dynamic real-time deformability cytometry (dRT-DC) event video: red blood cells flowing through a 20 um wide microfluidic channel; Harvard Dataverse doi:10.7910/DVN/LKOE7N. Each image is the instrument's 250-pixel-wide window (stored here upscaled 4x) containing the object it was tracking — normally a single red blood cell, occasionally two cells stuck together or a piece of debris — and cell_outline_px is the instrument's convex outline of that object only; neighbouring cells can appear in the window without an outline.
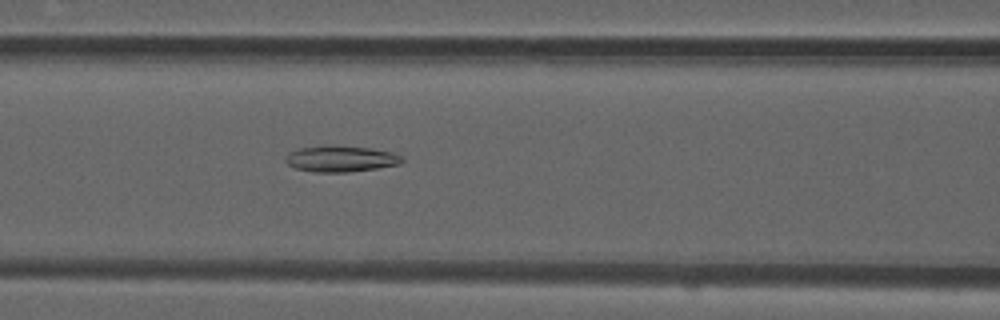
{"species": "common noctule bat (a hibernating species)", "species_latin": "Nyctalus noctula", "temperature_condition": "room temperature", "stored_images_in_passage": 40, "camera_frame_rate_fps": 3000, "um_per_image_px": 0.085, "animal": {"sex": "male", "forearm_length_mm": 52.5}, "frame": {"image": 1, "passage_image": 11, "time_ms": 3.333, "image_size_px": [1000, 320], "cell_outline_px": [[404, 160], [400, 164], [376, 168], [348, 172], [316, 172], [296, 168], [288, 164], [284, 160], [284, 156], [288, 152], [300, 148], [372, 148], [392, 152], [404, 156]], "centroid_in_image_um": [29.0, 13.54], "position_along_channel_um": 137.6, "area_um2": 16.99}}
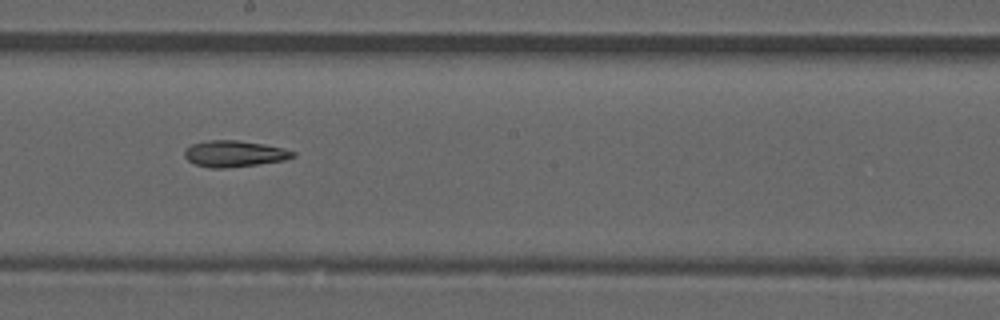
{"frame": {"image": 2, "passage_image": 18, "time_ms": 5.667, "image_size_px": [1000, 320], "cell_outline_px": [[296, 156], [284, 160], [260, 164], [224, 168], [208, 168], [196, 164], [188, 160], [184, 156], [184, 152], [192, 144], [208, 140], [236, 140], [264, 144], [284, 148], [296, 152]], "centroid_in_image_um": [19.94, 13.07], "position_along_channel_um": 228.3, "area_um2": 16.59}}
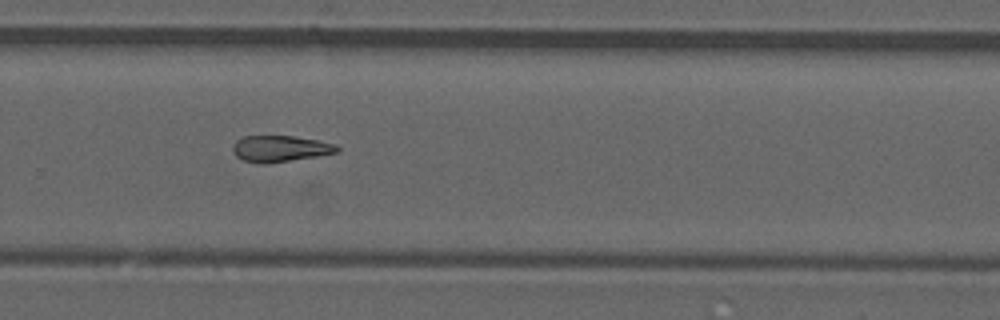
{"frame": {"image": 3, "passage_image": 24, "time_ms": 7.667, "image_size_px": [1000, 320], "cell_outline_px": [[340, 148], [336, 152], [316, 156], [264, 164], [256, 164], [244, 160], [236, 156], [232, 152], [232, 148], [236, 140], [244, 136], [292, 136], [316, 140], [336, 144]], "centroid_in_image_um": [23.76, 12.64], "position_along_channel_um": 306.0, "area_um2": 15.84}}